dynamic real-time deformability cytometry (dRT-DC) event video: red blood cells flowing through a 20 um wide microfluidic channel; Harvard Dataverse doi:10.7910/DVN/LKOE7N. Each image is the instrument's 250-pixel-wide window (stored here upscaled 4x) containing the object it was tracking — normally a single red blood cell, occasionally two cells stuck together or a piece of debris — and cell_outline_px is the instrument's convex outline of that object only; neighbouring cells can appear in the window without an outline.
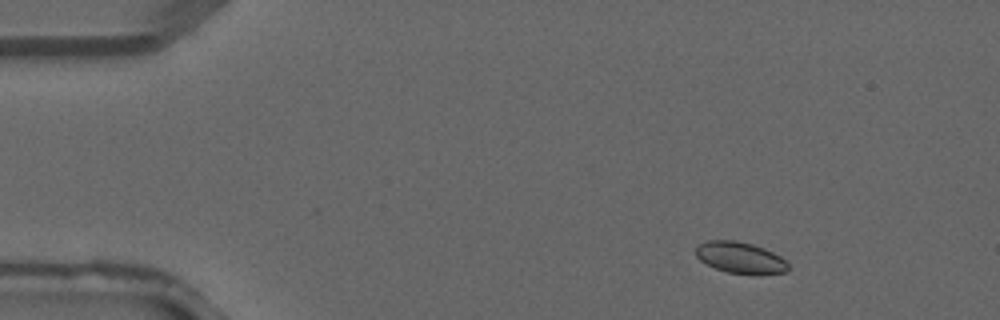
{"species": "common noctule bat (a hibernating species)", "species_latin": "Nyctalus noctula", "temperature_condition": "warm", "stored_images_in_passage": 4, "camera_frame_rate_fps": 3000, "um_per_image_px": 0.085, "animal": {"sex": "male", "forearm_length_mm": 52.5}, "frame": {"image": 1, "passage_image": 1, "time_ms": 0.0, "image_size_px": [1000, 320], "cell_outline_px": [[788, 272], [728, 272], [716, 268], [700, 260], [696, 256], [696, 244], [708, 240], [736, 240], [752, 244], [764, 248], [780, 256], [788, 264]], "centroid_in_image_um": [62.86, 21.84], "position_along_channel_um": 22.1, "area_um2": 16.3}}
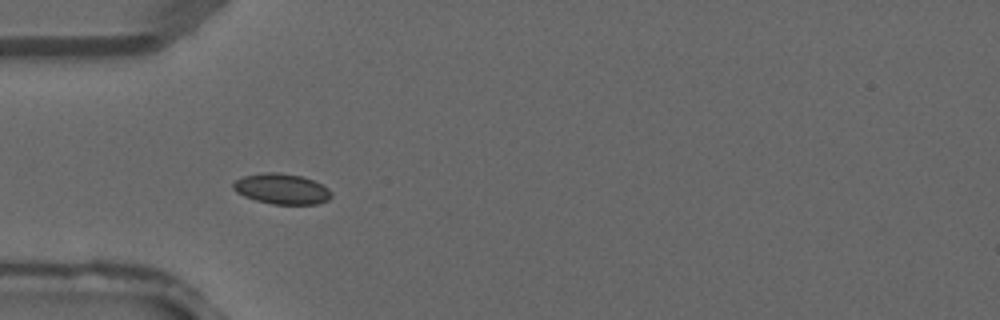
{"frame": {"image": 2, "passage_image": 3, "time_ms": 0.667, "image_size_px": [1000, 320], "cell_outline_px": [[332, 196], [328, 200], [316, 204], [272, 204], [256, 200], [244, 196], [236, 192], [232, 188], [232, 184], [236, 180], [244, 176], [264, 172], [280, 172], [300, 176], [312, 180], [328, 188], [332, 192]], "centroid_in_image_um": [23.93, 16.05], "position_along_channel_um": 61.1, "area_um2": 17.4}}
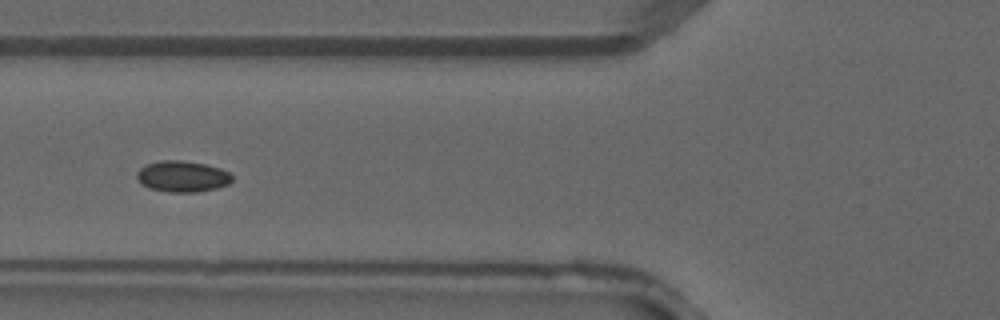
{"frame": {"image": 3, "passage_image": 4, "time_ms": 1.0, "image_size_px": [1000, 320], "cell_outline_px": [[232, 180], [228, 184], [216, 188], [196, 192], [168, 192], [152, 188], [144, 184], [136, 176], [136, 172], [140, 168], [148, 164], [160, 160], [180, 160], [204, 164], [220, 168], [228, 172], [232, 176]], "centroid_in_image_um": [15.52, 14.99], "position_along_channel_um": 110.3, "area_um2": 16.99}}